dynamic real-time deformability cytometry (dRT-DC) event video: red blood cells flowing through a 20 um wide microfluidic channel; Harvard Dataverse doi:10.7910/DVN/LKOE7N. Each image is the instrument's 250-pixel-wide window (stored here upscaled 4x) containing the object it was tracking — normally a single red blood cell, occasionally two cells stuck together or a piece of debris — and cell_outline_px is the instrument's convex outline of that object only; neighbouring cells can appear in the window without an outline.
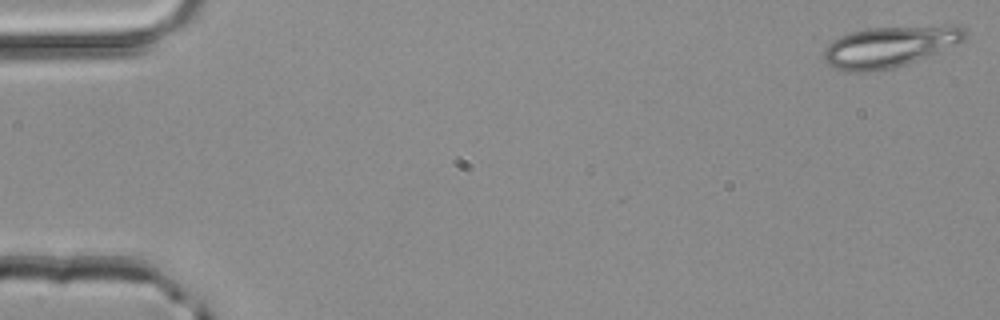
{"species": "common noctule bat (a hibernating species)", "species_latin": "Nyctalus noctula", "temperature_condition": "room temperature", "stored_images_in_passage": 4, "camera_frame_rate_fps": 3000, "um_per_image_px": 0.085, "animal": {"sex": "male", "body_mass_g": 20.4}, "frame": {"image": 1, "passage_image": 1, "time_ms": 0.0, "image_size_px": [1000, 320], "cell_outline_px": [[968, 36], [960, 44], [908, 64], [896, 68], [868, 72], [844, 72], [832, 68], [824, 60], [824, 48], [832, 40], [840, 36], [852, 32], [868, 28], [940, 24], [956, 24], [964, 28], [968, 32]], "centroid_in_image_um": [75.69, 3.95], "position_along_channel_um": 9.3, "area_um2": 34.91}}